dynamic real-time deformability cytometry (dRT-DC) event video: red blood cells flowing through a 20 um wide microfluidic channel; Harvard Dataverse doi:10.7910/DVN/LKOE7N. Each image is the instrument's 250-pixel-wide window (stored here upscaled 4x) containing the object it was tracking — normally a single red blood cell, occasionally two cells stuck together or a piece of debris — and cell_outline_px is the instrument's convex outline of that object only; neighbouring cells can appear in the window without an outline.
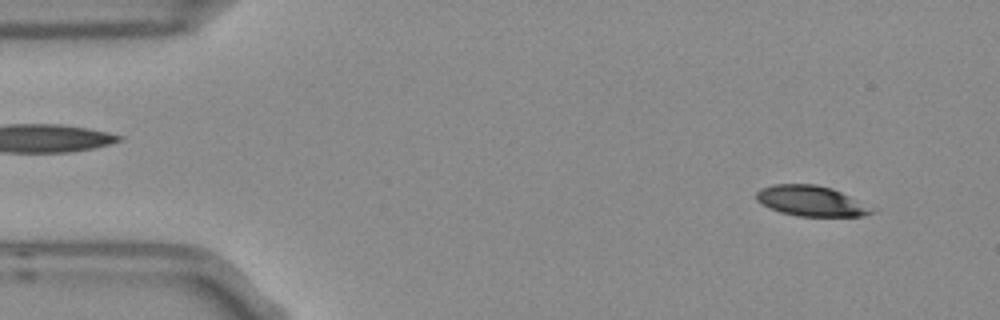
{"species": "Egyptian fruit bat (a non-hibernating species)", "species_latin": "Rousettus aegyptiacus", "temperature_condition": "room temperature", "stored_images_in_passage": 4, "camera_frame_rate_fps": 3000, "um_per_image_px": 0.085, "frame": {"image": 1, "passage_image": 2, "time_ms": 0.333, "image_size_px": [1000, 320], "cell_outline_px": [[876, 212], [864, 216], [796, 216], [780, 212], [756, 200], [756, 192], [760, 188], [772, 184], [816, 184], [832, 188], [876, 208]], "centroid_in_image_um": [68.98, 17.08], "position_along_channel_um": 16.0, "area_um2": 20.58}}